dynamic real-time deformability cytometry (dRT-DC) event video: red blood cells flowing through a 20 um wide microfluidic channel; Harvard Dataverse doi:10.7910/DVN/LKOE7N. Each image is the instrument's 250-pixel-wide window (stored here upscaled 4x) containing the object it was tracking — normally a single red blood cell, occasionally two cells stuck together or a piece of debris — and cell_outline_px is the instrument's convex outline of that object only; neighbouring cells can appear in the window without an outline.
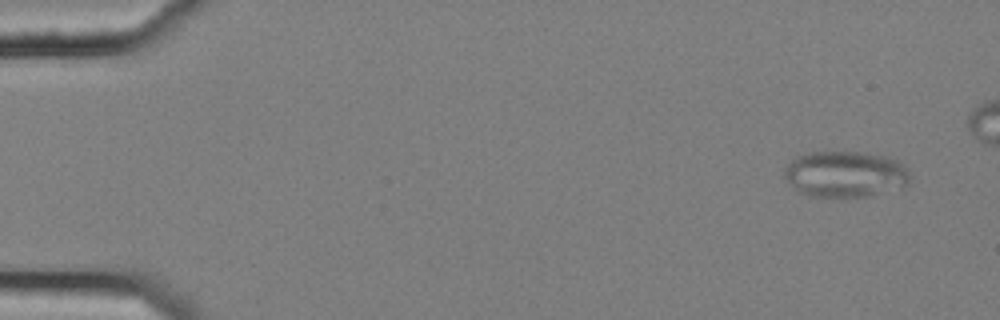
{"species": "common noctule bat (a hibernating species)", "species_latin": "Nyctalus noctula", "temperature_condition": "cold", "stored_images_in_passage": 9, "camera_frame_rate_fps": 3000, "um_per_image_px": 0.085, "animal": {"sex": "female", "body_mass_g": 25.1}, "frame": {"image": 1, "passage_image": 2, "time_ms": 0.333, "image_size_px": [1000, 320], "cell_outline_px": [[908, 184], [868, 196], [808, 196], [800, 192], [784, 176], [784, 168], [796, 156], [812, 152], [860, 152], [888, 156], [904, 164], [908, 168]], "centroid_in_image_um": [71.84, 14.78], "position_along_channel_um": 13.2, "area_um2": 33.35}}
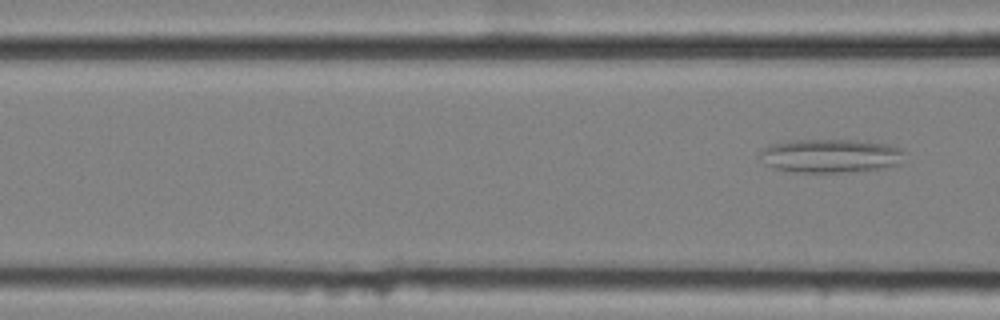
{"frame": {"image": 2, "passage_image": 9, "time_ms": 2.667, "image_size_px": [1000, 320], "cell_outline_px": [[904, 152], [900, 164], [876, 168], [844, 172], [796, 172], [772, 168], [764, 164], [756, 156], [760, 148], [772, 144], [792, 140], [868, 140], [888, 144], [900, 148]], "centroid_in_image_um": [70.5, 13.23], "position_along_channel_um": 96.1, "area_um2": 28.67}}